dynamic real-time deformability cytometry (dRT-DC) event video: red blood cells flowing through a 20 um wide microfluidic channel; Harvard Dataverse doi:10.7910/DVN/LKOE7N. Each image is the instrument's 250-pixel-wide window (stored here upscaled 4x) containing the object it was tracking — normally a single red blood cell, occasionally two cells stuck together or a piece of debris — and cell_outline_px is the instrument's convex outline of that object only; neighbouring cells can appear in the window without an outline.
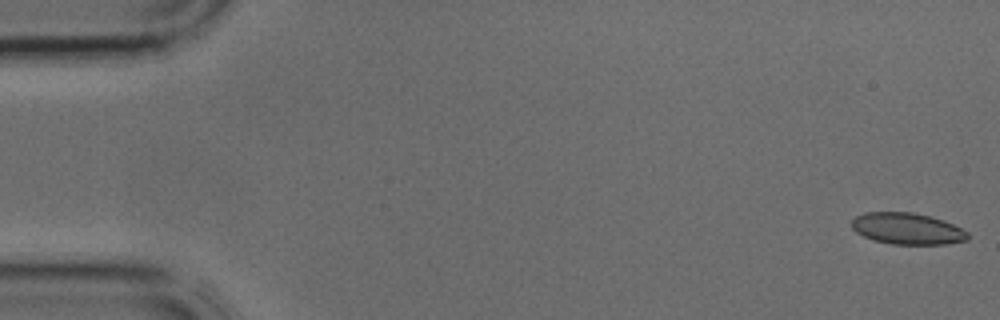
{"species": "common noctule bat (a hibernating species)", "species_latin": "Nyctalus noctula", "temperature_condition": "cold", "stored_images_in_passage": 41, "segment_of_instrument_passage": [1, 2], "camera_frame_rate_fps": 3000, "um_per_image_px": 0.085, "animal": {"sex": "male", "body_mass_g": 17.9, "forearm_length_mm": 54.2}, "frame": {"image": 1, "passage_image": 1, "time_ms": 0.0, "image_size_px": [1000, 320], "cell_outline_px": [[968, 240], [948, 244], [892, 244], [872, 240], [856, 232], [852, 228], [852, 220], [856, 216], [864, 212], [912, 212], [944, 220], [968, 232]], "centroid_in_image_um": [77.11, 19.44], "position_along_channel_um": 7.9, "area_um2": 21.27}}
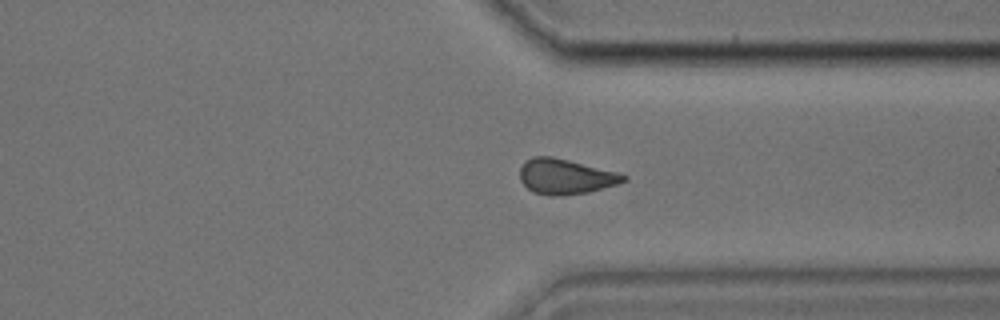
{"frame": {"image": 2, "passage_image": 30, "time_ms": 9.667, "image_size_px": [1000, 320], "cell_outline_px": [[628, 180], [616, 184], [588, 192], [564, 196], [552, 196], [532, 192], [520, 180], [520, 168], [524, 160], [532, 156], [552, 156], [620, 172], [628, 176]], "centroid_in_image_um": [48.07, 15.0], "position_along_channel_um": 363.3, "area_um2": 21.56}}
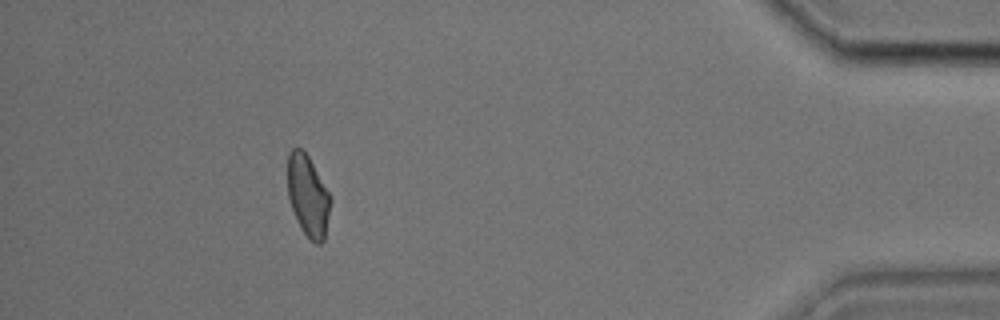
{"frame": {"image": 3, "passage_image": 36, "time_ms": 11.667, "image_size_px": [1000, 320], "cell_outline_px": [[332, 200], [324, 240], [320, 244], [316, 244], [300, 228], [292, 208], [288, 196], [288, 152], [292, 148], [300, 148], [308, 156], [328, 192]], "centroid_in_image_um": [26.18, 16.65], "position_along_channel_um": 409.0, "area_um2": 20.0}}